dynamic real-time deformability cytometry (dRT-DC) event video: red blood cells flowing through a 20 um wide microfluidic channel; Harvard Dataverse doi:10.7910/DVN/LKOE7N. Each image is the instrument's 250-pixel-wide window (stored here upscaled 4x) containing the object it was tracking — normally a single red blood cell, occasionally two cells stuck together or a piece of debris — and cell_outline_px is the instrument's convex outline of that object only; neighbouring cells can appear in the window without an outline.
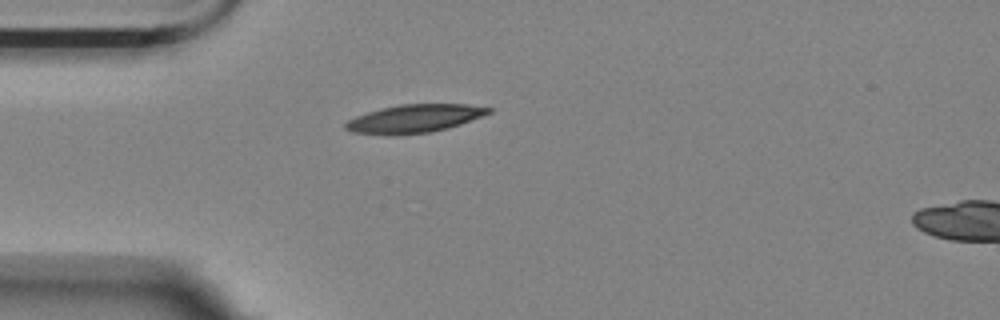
{"species": "Egyptian fruit bat (a non-hibernating species)", "species_latin": "Rousettus aegyptiacus", "temperature_condition": "room temperature", "stored_images_in_passage": 42, "camera_frame_rate_fps": 3000, "um_per_image_px": 0.085, "animal": {"sex": "female"}, "frame": {"image": 1, "passage_image": 1, "time_ms": 0.0, "image_size_px": [1000, 320], "cell_outline_px": [[492, 112], [460, 124], [448, 128], [428, 132], [352, 132], [344, 128], [344, 124], [348, 120], [356, 116], [368, 112], [400, 104], [468, 104], [492, 108]], "centroid_in_image_um": [35.3, 10.03], "position_along_channel_um": 49.7, "area_um2": 22.31}}
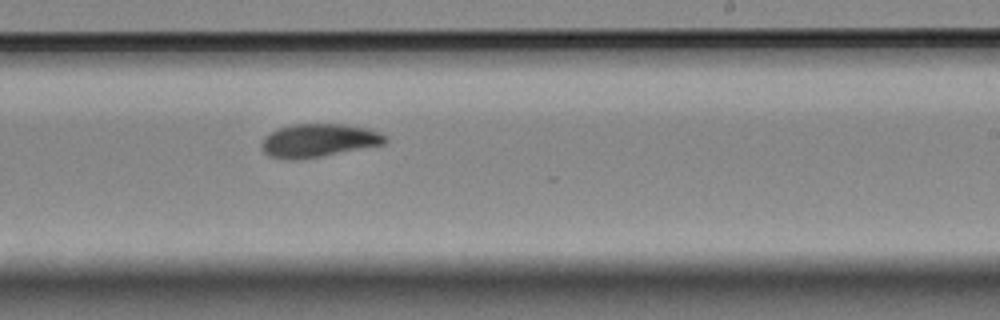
{"frame": {"image": 2, "passage_image": 20, "time_ms": 6.333, "image_size_px": [1000, 320], "cell_outline_px": [[388, 140], [384, 144], [300, 160], [288, 160], [268, 156], [264, 152], [260, 144], [264, 136], [276, 128], [292, 124], [344, 124], [368, 128], [384, 136]], "centroid_in_image_um": [27.0, 11.94], "position_along_channel_um": 262.0, "area_um2": 24.04}}
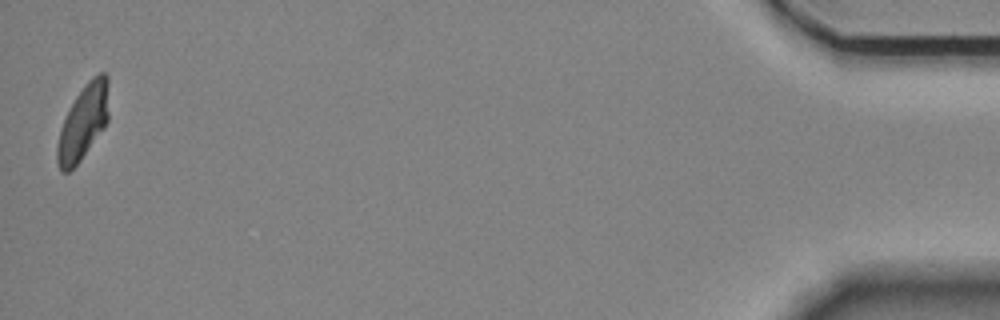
{"frame": {"image": 3, "passage_image": 42, "time_ms": 13.667, "image_size_px": [1000, 320], "cell_outline_px": [[108, 120], [104, 128], [80, 160], [68, 172], [60, 172], [56, 160], [56, 144], [60, 128], [76, 96], [84, 84], [92, 76], [100, 72], [104, 72], [108, 76]], "centroid_in_image_um": [7.07, 10.38], "position_along_channel_um": 428.1, "area_um2": 22.48}, "authors_computed_cell_mechanics": {"area_um2": 23.6402, "velocity_mm_per_s": 3.4985, "shape_relaxation_time_tau1_ms": 5.7276, "shape_relaxation_time_tau2_ms": 4.3632, "deformation_change_tau1": 0.1669, "deformation_change_tau2": 0.0751}}